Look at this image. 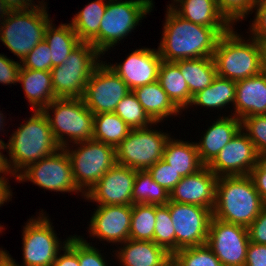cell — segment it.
<instances>
[{"mask_svg": "<svg viewBox=\"0 0 266 266\" xmlns=\"http://www.w3.org/2000/svg\"><path fill=\"white\" fill-rule=\"evenodd\" d=\"M167 7L163 37L158 46L164 61L213 57L220 36L232 28L197 25L179 16L170 5Z\"/></svg>", "mask_w": 266, "mask_h": 266, "instance_id": "6da1fadb", "label": "cell"}, {"mask_svg": "<svg viewBox=\"0 0 266 266\" xmlns=\"http://www.w3.org/2000/svg\"><path fill=\"white\" fill-rule=\"evenodd\" d=\"M31 117L13 132L8 149V166L16 178L29 165L61 149L43 111H32Z\"/></svg>", "mask_w": 266, "mask_h": 266, "instance_id": "7a4b0ae2", "label": "cell"}, {"mask_svg": "<svg viewBox=\"0 0 266 266\" xmlns=\"http://www.w3.org/2000/svg\"><path fill=\"white\" fill-rule=\"evenodd\" d=\"M265 205L249 175L218 177L214 218L248 228Z\"/></svg>", "mask_w": 266, "mask_h": 266, "instance_id": "3957f363", "label": "cell"}, {"mask_svg": "<svg viewBox=\"0 0 266 266\" xmlns=\"http://www.w3.org/2000/svg\"><path fill=\"white\" fill-rule=\"evenodd\" d=\"M233 28L220 36L213 60L217 76L239 81L262 72L263 46L251 37L245 41Z\"/></svg>", "mask_w": 266, "mask_h": 266, "instance_id": "277c9868", "label": "cell"}, {"mask_svg": "<svg viewBox=\"0 0 266 266\" xmlns=\"http://www.w3.org/2000/svg\"><path fill=\"white\" fill-rule=\"evenodd\" d=\"M43 2L39 1L38 6L29 9L10 10L8 15L0 20V40L11 53L20 58V62L44 40L46 28L53 22Z\"/></svg>", "mask_w": 266, "mask_h": 266, "instance_id": "5b68a950", "label": "cell"}, {"mask_svg": "<svg viewBox=\"0 0 266 266\" xmlns=\"http://www.w3.org/2000/svg\"><path fill=\"white\" fill-rule=\"evenodd\" d=\"M42 111L61 148L71 147L69 142L76 144L93 140L94 114L86 107L82 98H57ZM49 111L54 113V118Z\"/></svg>", "mask_w": 266, "mask_h": 266, "instance_id": "8992f818", "label": "cell"}, {"mask_svg": "<svg viewBox=\"0 0 266 266\" xmlns=\"http://www.w3.org/2000/svg\"><path fill=\"white\" fill-rule=\"evenodd\" d=\"M101 54L90 43L80 42L60 65L54 66L50 73L52 86L57 98H83L86 84Z\"/></svg>", "mask_w": 266, "mask_h": 266, "instance_id": "52a82bcc", "label": "cell"}, {"mask_svg": "<svg viewBox=\"0 0 266 266\" xmlns=\"http://www.w3.org/2000/svg\"><path fill=\"white\" fill-rule=\"evenodd\" d=\"M153 5L152 0H108L100 22L99 53L103 56L131 33L151 12Z\"/></svg>", "mask_w": 266, "mask_h": 266, "instance_id": "ba28073f", "label": "cell"}, {"mask_svg": "<svg viewBox=\"0 0 266 266\" xmlns=\"http://www.w3.org/2000/svg\"><path fill=\"white\" fill-rule=\"evenodd\" d=\"M78 149H64L69 155L73 180L84 196L116 164L113 146L95 140L75 144Z\"/></svg>", "mask_w": 266, "mask_h": 266, "instance_id": "9c48e42d", "label": "cell"}, {"mask_svg": "<svg viewBox=\"0 0 266 266\" xmlns=\"http://www.w3.org/2000/svg\"><path fill=\"white\" fill-rule=\"evenodd\" d=\"M150 127L130 130L128 136L115 148L116 163L138 171L148 170L162 160L170 135Z\"/></svg>", "mask_w": 266, "mask_h": 266, "instance_id": "30bf717a", "label": "cell"}, {"mask_svg": "<svg viewBox=\"0 0 266 266\" xmlns=\"http://www.w3.org/2000/svg\"><path fill=\"white\" fill-rule=\"evenodd\" d=\"M39 214L41 215L37 218L31 217L23 228L24 264L21 266H52L58 253L63 250L70 238L63 241L62 245L48 216L43 212Z\"/></svg>", "mask_w": 266, "mask_h": 266, "instance_id": "8fae6325", "label": "cell"}, {"mask_svg": "<svg viewBox=\"0 0 266 266\" xmlns=\"http://www.w3.org/2000/svg\"><path fill=\"white\" fill-rule=\"evenodd\" d=\"M56 192H81L74 183L69 155L64 148L29 165L17 177Z\"/></svg>", "mask_w": 266, "mask_h": 266, "instance_id": "7c38bea8", "label": "cell"}, {"mask_svg": "<svg viewBox=\"0 0 266 266\" xmlns=\"http://www.w3.org/2000/svg\"><path fill=\"white\" fill-rule=\"evenodd\" d=\"M130 92L128 85L107 63L101 61L91 74L82 99L94 115L111 113Z\"/></svg>", "mask_w": 266, "mask_h": 266, "instance_id": "4fadbf2b", "label": "cell"}, {"mask_svg": "<svg viewBox=\"0 0 266 266\" xmlns=\"http://www.w3.org/2000/svg\"><path fill=\"white\" fill-rule=\"evenodd\" d=\"M173 226L175 228V252L179 249L207 243L213 212L195 204L169 201Z\"/></svg>", "mask_w": 266, "mask_h": 266, "instance_id": "5bb4252c", "label": "cell"}, {"mask_svg": "<svg viewBox=\"0 0 266 266\" xmlns=\"http://www.w3.org/2000/svg\"><path fill=\"white\" fill-rule=\"evenodd\" d=\"M249 242L247 227L212 217L206 244L223 266H244Z\"/></svg>", "mask_w": 266, "mask_h": 266, "instance_id": "9a60e30c", "label": "cell"}, {"mask_svg": "<svg viewBox=\"0 0 266 266\" xmlns=\"http://www.w3.org/2000/svg\"><path fill=\"white\" fill-rule=\"evenodd\" d=\"M257 161L258 153L253 142L240 130L207 167L217 177L247 176L257 165Z\"/></svg>", "mask_w": 266, "mask_h": 266, "instance_id": "2e32d148", "label": "cell"}, {"mask_svg": "<svg viewBox=\"0 0 266 266\" xmlns=\"http://www.w3.org/2000/svg\"><path fill=\"white\" fill-rule=\"evenodd\" d=\"M136 171L116 163L84 195L85 199L100 205H132Z\"/></svg>", "mask_w": 266, "mask_h": 266, "instance_id": "e0dca14e", "label": "cell"}, {"mask_svg": "<svg viewBox=\"0 0 266 266\" xmlns=\"http://www.w3.org/2000/svg\"><path fill=\"white\" fill-rule=\"evenodd\" d=\"M132 205H100L89 224L90 236L109 243H123L130 239ZM103 239V240H102Z\"/></svg>", "mask_w": 266, "mask_h": 266, "instance_id": "ac0fdd59", "label": "cell"}, {"mask_svg": "<svg viewBox=\"0 0 266 266\" xmlns=\"http://www.w3.org/2000/svg\"><path fill=\"white\" fill-rule=\"evenodd\" d=\"M162 62L158 49L141 48L131 52L122 63L108 66L133 91L135 88L158 80L159 67Z\"/></svg>", "mask_w": 266, "mask_h": 266, "instance_id": "d6986e66", "label": "cell"}, {"mask_svg": "<svg viewBox=\"0 0 266 266\" xmlns=\"http://www.w3.org/2000/svg\"><path fill=\"white\" fill-rule=\"evenodd\" d=\"M218 177L207 166L183 177L170 192V201L195 204L213 210Z\"/></svg>", "mask_w": 266, "mask_h": 266, "instance_id": "ffe728a7", "label": "cell"}, {"mask_svg": "<svg viewBox=\"0 0 266 266\" xmlns=\"http://www.w3.org/2000/svg\"><path fill=\"white\" fill-rule=\"evenodd\" d=\"M233 116L242 120L253 115L266 114V74L236 81Z\"/></svg>", "mask_w": 266, "mask_h": 266, "instance_id": "44dd1931", "label": "cell"}, {"mask_svg": "<svg viewBox=\"0 0 266 266\" xmlns=\"http://www.w3.org/2000/svg\"><path fill=\"white\" fill-rule=\"evenodd\" d=\"M240 130V119L233 115L220 116L201 136L200 142L196 143L201 162L207 166Z\"/></svg>", "mask_w": 266, "mask_h": 266, "instance_id": "7402d4cb", "label": "cell"}, {"mask_svg": "<svg viewBox=\"0 0 266 266\" xmlns=\"http://www.w3.org/2000/svg\"><path fill=\"white\" fill-rule=\"evenodd\" d=\"M122 245L115 255L121 266H161L172 256L154 241L128 239Z\"/></svg>", "mask_w": 266, "mask_h": 266, "instance_id": "603a6c76", "label": "cell"}, {"mask_svg": "<svg viewBox=\"0 0 266 266\" xmlns=\"http://www.w3.org/2000/svg\"><path fill=\"white\" fill-rule=\"evenodd\" d=\"M18 82L23 85L25 97L30 103L32 111H42L54 99H57L50 71L20 67Z\"/></svg>", "mask_w": 266, "mask_h": 266, "instance_id": "cb8c5ba5", "label": "cell"}, {"mask_svg": "<svg viewBox=\"0 0 266 266\" xmlns=\"http://www.w3.org/2000/svg\"><path fill=\"white\" fill-rule=\"evenodd\" d=\"M173 1L177 4H169L170 7L179 16L190 22L207 27H233V25L219 11L216 0Z\"/></svg>", "mask_w": 266, "mask_h": 266, "instance_id": "d4e9b609", "label": "cell"}, {"mask_svg": "<svg viewBox=\"0 0 266 266\" xmlns=\"http://www.w3.org/2000/svg\"><path fill=\"white\" fill-rule=\"evenodd\" d=\"M162 160L171 165L182 178L205 166L199 158L196 142L189 143L171 137L166 142Z\"/></svg>", "mask_w": 266, "mask_h": 266, "instance_id": "484cf974", "label": "cell"}, {"mask_svg": "<svg viewBox=\"0 0 266 266\" xmlns=\"http://www.w3.org/2000/svg\"><path fill=\"white\" fill-rule=\"evenodd\" d=\"M133 93L154 122L159 123L173 114H180V110L172 103L158 80L135 88Z\"/></svg>", "mask_w": 266, "mask_h": 266, "instance_id": "4316f807", "label": "cell"}, {"mask_svg": "<svg viewBox=\"0 0 266 266\" xmlns=\"http://www.w3.org/2000/svg\"><path fill=\"white\" fill-rule=\"evenodd\" d=\"M106 0H95L73 17L71 26L80 42L92 44L99 52L100 22L107 7Z\"/></svg>", "mask_w": 266, "mask_h": 266, "instance_id": "83f0119b", "label": "cell"}, {"mask_svg": "<svg viewBox=\"0 0 266 266\" xmlns=\"http://www.w3.org/2000/svg\"><path fill=\"white\" fill-rule=\"evenodd\" d=\"M158 82L180 111L189 108L193 96L175 62L162 60L158 72Z\"/></svg>", "mask_w": 266, "mask_h": 266, "instance_id": "f1b7e54d", "label": "cell"}, {"mask_svg": "<svg viewBox=\"0 0 266 266\" xmlns=\"http://www.w3.org/2000/svg\"><path fill=\"white\" fill-rule=\"evenodd\" d=\"M175 63L179 66L192 96L210 86L217 77L213 57L178 60Z\"/></svg>", "mask_w": 266, "mask_h": 266, "instance_id": "f546056e", "label": "cell"}, {"mask_svg": "<svg viewBox=\"0 0 266 266\" xmlns=\"http://www.w3.org/2000/svg\"><path fill=\"white\" fill-rule=\"evenodd\" d=\"M45 41L51 49V69L62 64L80 40L70 23L55 27L52 22L47 26Z\"/></svg>", "mask_w": 266, "mask_h": 266, "instance_id": "4dcf8cb0", "label": "cell"}, {"mask_svg": "<svg viewBox=\"0 0 266 266\" xmlns=\"http://www.w3.org/2000/svg\"><path fill=\"white\" fill-rule=\"evenodd\" d=\"M235 95L236 81L217 76L210 86L193 95L190 106L222 109L230 103L234 105Z\"/></svg>", "mask_w": 266, "mask_h": 266, "instance_id": "1f68e13d", "label": "cell"}, {"mask_svg": "<svg viewBox=\"0 0 266 266\" xmlns=\"http://www.w3.org/2000/svg\"><path fill=\"white\" fill-rule=\"evenodd\" d=\"M131 128L114 112L94 115L93 140L116 148Z\"/></svg>", "mask_w": 266, "mask_h": 266, "instance_id": "d6a6232c", "label": "cell"}, {"mask_svg": "<svg viewBox=\"0 0 266 266\" xmlns=\"http://www.w3.org/2000/svg\"><path fill=\"white\" fill-rule=\"evenodd\" d=\"M169 201L170 193L153 180L148 170L136 171L132 192V205H167Z\"/></svg>", "mask_w": 266, "mask_h": 266, "instance_id": "836d02e7", "label": "cell"}, {"mask_svg": "<svg viewBox=\"0 0 266 266\" xmlns=\"http://www.w3.org/2000/svg\"><path fill=\"white\" fill-rule=\"evenodd\" d=\"M156 205L133 204L130 226V239L154 241Z\"/></svg>", "mask_w": 266, "mask_h": 266, "instance_id": "e575fe53", "label": "cell"}, {"mask_svg": "<svg viewBox=\"0 0 266 266\" xmlns=\"http://www.w3.org/2000/svg\"><path fill=\"white\" fill-rule=\"evenodd\" d=\"M116 113L131 129H139L158 124L154 122L131 91L116 106ZM149 125V126H148Z\"/></svg>", "mask_w": 266, "mask_h": 266, "instance_id": "d590c367", "label": "cell"}, {"mask_svg": "<svg viewBox=\"0 0 266 266\" xmlns=\"http://www.w3.org/2000/svg\"><path fill=\"white\" fill-rule=\"evenodd\" d=\"M154 242L171 255L175 253V228L166 205H156Z\"/></svg>", "mask_w": 266, "mask_h": 266, "instance_id": "8d00e7d4", "label": "cell"}, {"mask_svg": "<svg viewBox=\"0 0 266 266\" xmlns=\"http://www.w3.org/2000/svg\"><path fill=\"white\" fill-rule=\"evenodd\" d=\"M172 256L179 266H223L207 244L179 249Z\"/></svg>", "mask_w": 266, "mask_h": 266, "instance_id": "74e56055", "label": "cell"}, {"mask_svg": "<svg viewBox=\"0 0 266 266\" xmlns=\"http://www.w3.org/2000/svg\"><path fill=\"white\" fill-rule=\"evenodd\" d=\"M241 130L253 142L258 155L266 154V114L253 115L241 120Z\"/></svg>", "mask_w": 266, "mask_h": 266, "instance_id": "f35d334b", "label": "cell"}, {"mask_svg": "<svg viewBox=\"0 0 266 266\" xmlns=\"http://www.w3.org/2000/svg\"><path fill=\"white\" fill-rule=\"evenodd\" d=\"M219 11L233 25L250 14L257 0H216Z\"/></svg>", "mask_w": 266, "mask_h": 266, "instance_id": "ab89813d", "label": "cell"}, {"mask_svg": "<svg viewBox=\"0 0 266 266\" xmlns=\"http://www.w3.org/2000/svg\"><path fill=\"white\" fill-rule=\"evenodd\" d=\"M22 68L51 71V49L47 42H39L20 62Z\"/></svg>", "mask_w": 266, "mask_h": 266, "instance_id": "60d3db41", "label": "cell"}, {"mask_svg": "<svg viewBox=\"0 0 266 266\" xmlns=\"http://www.w3.org/2000/svg\"><path fill=\"white\" fill-rule=\"evenodd\" d=\"M148 172L152 175L153 180L165 188L169 193L182 179L178 172H176L172 166L164 160L157 161L148 169Z\"/></svg>", "mask_w": 266, "mask_h": 266, "instance_id": "b9f144b4", "label": "cell"}, {"mask_svg": "<svg viewBox=\"0 0 266 266\" xmlns=\"http://www.w3.org/2000/svg\"><path fill=\"white\" fill-rule=\"evenodd\" d=\"M99 249L78 236V260L80 266H108ZM107 263V264H106Z\"/></svg>", "mask_w": 266, "mask_h": 266, "instance_id": "7bdbcfd3", "label": "cell"}, {"mask_svg": "<svg viewBox=\"0 0 266 266\" xmlns=\"http://www.w3.org/2000/svg\"><path fill=\"white\" fill-rule=\"evenodd\" d=\"M255 18L250 25L252 38L256 39L262 46L266 45V0H257L253 7Z\"/></svg>", "mask_w": 266, "mask_h": 266, "instance_id": "ee69618b", "label": "cell"}, {"mask_svg": "<svg viewBox=\"0 0 266 266\" xmlns=\"http://www.w3.org/2000/svg\"><path fill=\"white\" fill-rule=\"evenodd\" d=\"M63 251L64 254L58 253L52 266H80L78 260V236H70Z\"/></svg>", "mask_w": 266, "mask_h": 266, "instance_id": "f6af8a7d", "label": "cell"}, {"mask_svg": "<svg viewBox=\"0 0 266 266\" xmlns=\"http://www.w3.org/2000/svg\"><path fill=\"white\" fill-rule=\"evenodd\" d=\"M249 176L262 200L266 203V154L258 155L257 165L251 170Z\"/></svg>", "mask_w": 266, "mask_h": 266, "instance_id": "bcb514c9", "label": "cell"}, {"mask_svg": "<svg viewBox=\"0 0 266 266\" xmlns=\"http://www.w3.org/2000/svg\"><path fill=\"white\" fill-rule=\"evenodd\" d=\"M20 67L19 62L0 54V83L6 85L18 83Z\"/></svg>", "mask_w": 266, "mask_h": 266, "instance_id": "7dc6e473", "label": "cell"}, {"mask_svg": "<svg viewBox=\"0 0 266 266\" xmlns=\"http://www.w3.org/2000/svg\"><path fill=\"white\" fill-rule=\"evenodd\" d=\"M247 229L250 242L266 245V205Z\"/></svg>", "mask_w": 266, "mask_h": 266, "instance_id": "c3c4849f", "label": "cell"}, {"mask_svg": "<svg viewBox=\"0 0 266 266\" xmlns=\"http://www.w3.org/2000/svg\"><path fill=\"white\" fill-rule=\"evenodd\" d=\"M244 266H266V245L249 242Z\"/></svg>", "mask_w": 266, "mask_h": 266, "instance_id": "681fc988", "label": "cell"}, {"mask_svg": "<svg viewBox=\"0 0 266 266\" xmlns=\"http://www.w3.org/2000/svg\"><path fill=\"white\" fill-rule=\"evenodd\" d=\"M5 5L9 8V10H21V9H29L35 6L34 0H2ZM33 2V3H32Z\"/></svg>", "mask_w": 266, "mask_h": 266, "instance_id": "f907efd6", "label": "cell"}, {"mask_svg": "<svg viewBox=\"0 0 266 266\" xmlns=\"http://www.w3.org/2000/svg\"><path fill=\"white\" fill-rule=\"evenodd\" d=\"M4 176H0V206H2L5 202H9V199L12 197V192L10 189V185L7 182L8 178Z\"/></svg>", "mask_w": 266, "mask_h": 266, "instance_id": "816d5d0a", "label": "cell"}, {"mask_svg": "<svg viewBox=\"0 0 266 266\" xmlns=\"http://www.w3.org/2000/svg\"><path fill=\"white\" fill-rule=\"evenodd\" d=\"M5 150L6 149V143L0 139V150ZM4 156L1 151H0V174L4 173L3 175H6V174H12V172L10 171V168L8 166V158ZM1 176V175H0Z\"/></svg>", "mask_w": 266, "mask_h": 266, "instance_id": "f5cc1de1", "label": "cell"}, {"mask_svg": "<svg viewBox=\"0 0 266 266\" xmlns=\"http://www.w3.org/2000/svg\"><path fill=\"white\" fill-rule=\"evenodd\" d=\"M0 266H20L16 264L14 259H12L11 255L7 253V251L2 250L0 248Z\"/></svg>", "mask_w": 266, "mask_h": 266, "instance_id": "db71d44e", "label": "cell"}, {"mask_svg": "<svg viewBox=\"0 0 266 266\" xmlns=\"http://www.w3.org/2000/svg\"><path fill=\"white\" fill-rule=\"evenodd\" d=\"M10 12L9 8L5 5V3L0 0V19H4L8 13Z\"/></svg>", "mask_w": 266, "mask_h": 266, "instance_id": "11a10c76", "label": "cell"}, {"mask_svg": "<svg viewBox=\"0 0 266 266\" xmlns=\"http://www.w3.org/2000/svg\"><path fill=\"white\" fill-rule=\"evenodd\" d=\"M161 266H179V263L171 256L165 263Z\"/></svg>", "mask_w": 266, "mask_h": 266, "instance_id": "9f6ffc18", "label": "cell"}, {"mask_svg": "<svg viewBox=\"0 0 266 266\" xmlns=\"http://www.w3.org/2000/svg\"><path fill=\"white\" fill-rule=\"evenodd\" d=\"M262 71L266 74V45L263 46V65Z\"/></svg>", "mask_w": 266, "mask_h": 266, "instance_id": "6f0895ef", "label": "cell"}, {"mask_svg": "<svg viewBox=\"0 0 266 266\" xmlns=\"http://www.w3.org/2000/svg\"><path fill=\"white\" fill-rule=\"evenodd\" d=\"M3 116H4L3 113H1V111H0V131H1V130H4V129H3V127H4L3 124H4V121H5V120H4V117H3Z\"/></svg>", "mask_w": 266, "mask_h": 266, "instance_id": "680465c9", "label": "cell"}, {"mask_svg": "<svg viewBox=\"0 0 266 266\" xmlns=\"http://www.w3.org/2000/svg\"><path fill=\"white\" fill-rule=\"evenodd\" d=\"M3 229H4L3 226H1V224H0V232H1Z\"/></svg>", "mask_w": 266, "mask_h": 266, "instance_id": "91938a15", "label": "cell"}]
</instances>
